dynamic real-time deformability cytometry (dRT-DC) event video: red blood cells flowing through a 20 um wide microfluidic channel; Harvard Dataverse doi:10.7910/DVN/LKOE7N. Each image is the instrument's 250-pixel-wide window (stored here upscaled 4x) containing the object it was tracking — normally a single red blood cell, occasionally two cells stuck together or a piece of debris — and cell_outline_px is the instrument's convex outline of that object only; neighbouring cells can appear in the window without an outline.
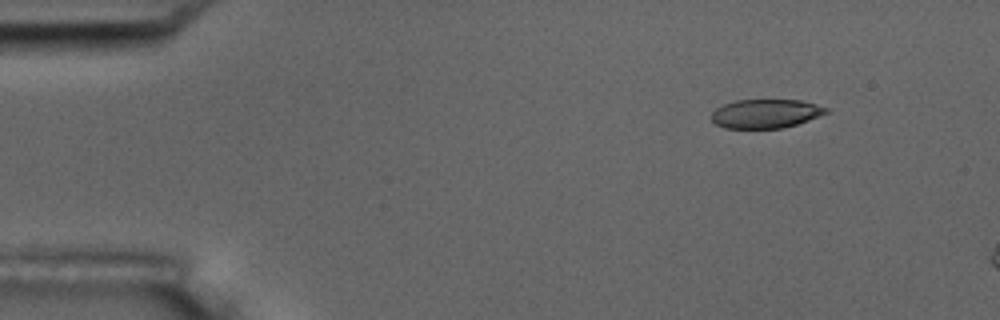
{"species": "common noctule bat (a hibernating species)", "species_latin": "Nyctalus noctula", "temperature_condition": "room temperature", "stored_images_in_passage": 5, "camera_frame_rate_fps": 3000, "um_per_image_px": 0.085, "animal": {"sex": "male", "body_mass_g": 17.5, "forearm_length_mm": 52.3}, "frame": {"image": 1, "passage_image": 2, "time_ms": 1.333, "image_size_px": [1000, 320], "cell_outline_px": [[828, 112], [820, 116], [784, 128], [724, 128], [716, 124], [708, 116], [716, 108], [724, 104], [736, 100], [800, 100], [816, 104], [828, 108]], "centroid_in_image_um": [65.05, 9.66], "position_along_channel_um": 19.9, "area_um2": 19.36}}